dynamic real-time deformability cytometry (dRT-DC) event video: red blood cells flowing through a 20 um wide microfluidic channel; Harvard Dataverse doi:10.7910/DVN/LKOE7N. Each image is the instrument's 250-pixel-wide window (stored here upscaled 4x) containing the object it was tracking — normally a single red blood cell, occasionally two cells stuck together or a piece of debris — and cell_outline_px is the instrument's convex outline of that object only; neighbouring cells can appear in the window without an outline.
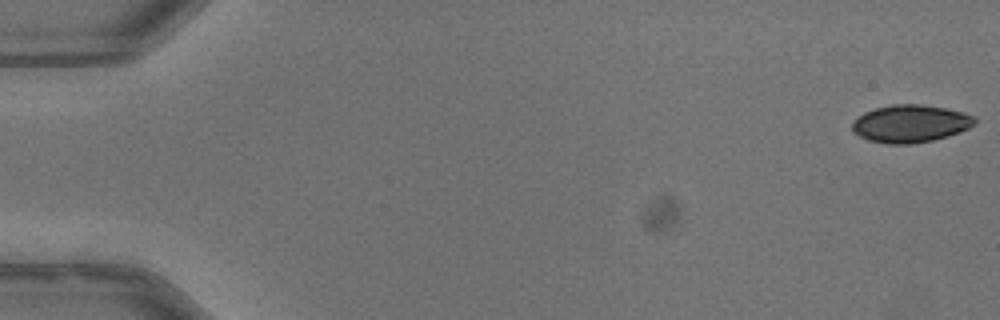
{"species": "common noctule bat (a hibernating species)", "species_latin": "Nyctalus noctula", "temperature_condition": "warm", "stored_images_in_passage": 12, "camera_frame_rate_fps": 3000, "um_per_image_px": 0.085, "animal": {"sex": "male", "body_mass_g": 13.3}, "frame": {"image": 1, "passage_image": 1, "time_ms": 0.0, "image_size_px": [1000, 320], "cell_outline_px": [[976, 124], [960, 132], [948, 136], [932, 140], [912, 144], [888, 144], [868, 140], [852, 132], [852, 124], [864, 112], [876, 108], [892, 104], [920, 104], [944, 108], [964, 112], [972, 116], [976, 120]], "centroid_in_image_um": [77.39, 10.51], "position_along_channel_um": 7.6, "area_um2": 26.76}}